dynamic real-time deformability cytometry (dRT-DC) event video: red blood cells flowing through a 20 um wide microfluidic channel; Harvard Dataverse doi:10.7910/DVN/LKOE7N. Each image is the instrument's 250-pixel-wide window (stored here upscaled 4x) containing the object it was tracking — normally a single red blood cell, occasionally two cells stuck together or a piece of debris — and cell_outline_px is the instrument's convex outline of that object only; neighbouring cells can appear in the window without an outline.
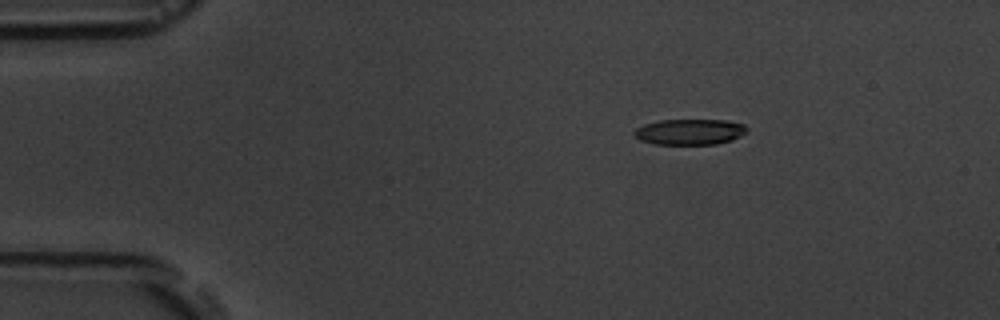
{"species": "common noctule bat (a hibernating species)", "species_latin": "Nyctalus noctula", "temperature_condition": "room temperature", "stored_images_in_passage": 6, "camera_frame_rate_fps": 3000, "um_per_image_px": 0.085, "animal": {"sex": "male", "body_mass_g": 19.5, "forearm_length_mm": 54.6}, "frame": {"image": 1, "passage_image": 3, "time_ms": 2.333, "image_size_px": [1000, 320], "cell_outline_px": [[748, 132], [732, 140], [716, 144], [656, 144], [640, 140], [632, 132], [636, 128], [644, 124], [660, 120], [724, 120], [744, 124], [748, 128]], "centroid_in_image_um": [58.65, 11.2], "position_along_channel_um": 26.4, "area_um2": 16.94}}